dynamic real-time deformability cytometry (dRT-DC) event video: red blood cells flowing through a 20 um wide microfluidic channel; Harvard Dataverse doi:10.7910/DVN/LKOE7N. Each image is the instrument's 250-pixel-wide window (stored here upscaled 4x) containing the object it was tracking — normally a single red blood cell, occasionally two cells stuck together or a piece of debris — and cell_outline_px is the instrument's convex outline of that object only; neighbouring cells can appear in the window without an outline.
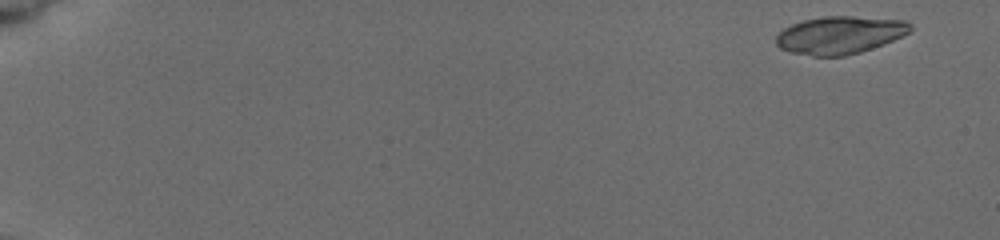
{"species": "common noctule bat (a hibernating species)", "species_latin": "Nyctalus noctula", "temperature_condition": "cold", "stored_images_in_passage": 17, "camera_frame_rate_fps": 3000, "um_per_image_px": 0.085, "animal": {"sex": "female", "body_mass_g": 19.5, "forearm_length_mm": 54.1}, "frame": {"image": 1, "passage_image": 1, "time_ms": 0.0, "image_size_px": [1000, 240], "cell_outline_px": [[912, 28], [908, 32], [884, 44], [860, 52], [844, 56], [812, 56], [788, 52], [780, 48], [776, 44], [776, 36], [784, 28], [792, 24], [804, 20], [824, 16], [852, 16], [908, 20], [912, 24]], "centroid_in_image_um": [71.38, 2.98], "position_along_channel_um": 13.6, "area_um2": 29.54}}
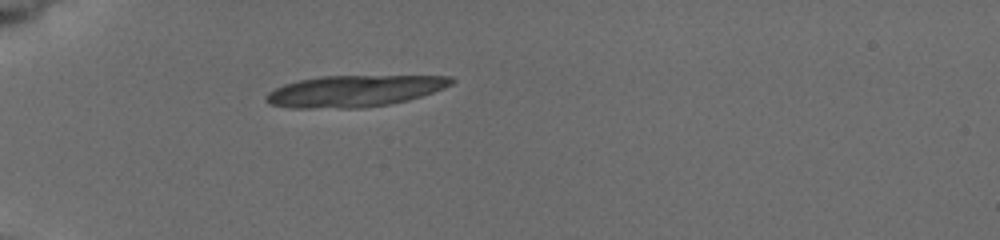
{"frame": {"image": 2, "passage_image": 7, "time_ms": 5.0, "image_size_px": [1000, 240], "cell_outline_px": [[456, 80], [452, 84], [444, 88], [408, 100], [388, 104], [364, 108], [288, 108], [268, 104], [264, 100], [264, 96], [268, 92], [284, 84], [300, 80], [320, 76], [452, 76]], "centroid_in_image_um": [30.08, 7.74], "position_along_channel_um": 54.9, "area_um2": 34.1}}
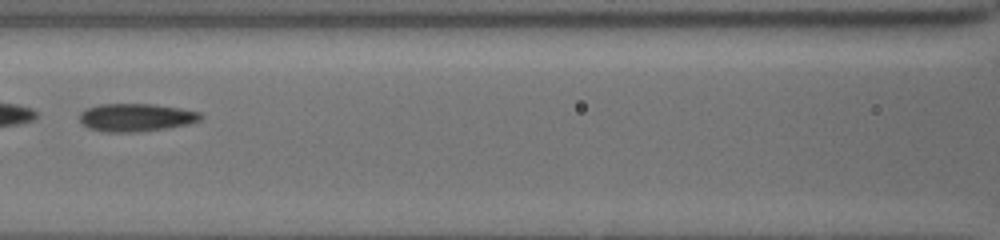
{"frame": {"image": 3, "passage_image": 15, "time_ms": 8.333, "image_size_px": [1000, 240], "cell_outline_px": [[204, 116], [200, 120], [188, 124], [164, 128], [136, 132], [100, 132], [88, 128], [80, 124], [80, 112], [84, 108], [100, 104], [156, 104], [180, 108], [200, 112]], "centroid_in_image_um": [11.51, 9.98], "position_along_channel_um": 155.1, "area_um2": 19.94}}